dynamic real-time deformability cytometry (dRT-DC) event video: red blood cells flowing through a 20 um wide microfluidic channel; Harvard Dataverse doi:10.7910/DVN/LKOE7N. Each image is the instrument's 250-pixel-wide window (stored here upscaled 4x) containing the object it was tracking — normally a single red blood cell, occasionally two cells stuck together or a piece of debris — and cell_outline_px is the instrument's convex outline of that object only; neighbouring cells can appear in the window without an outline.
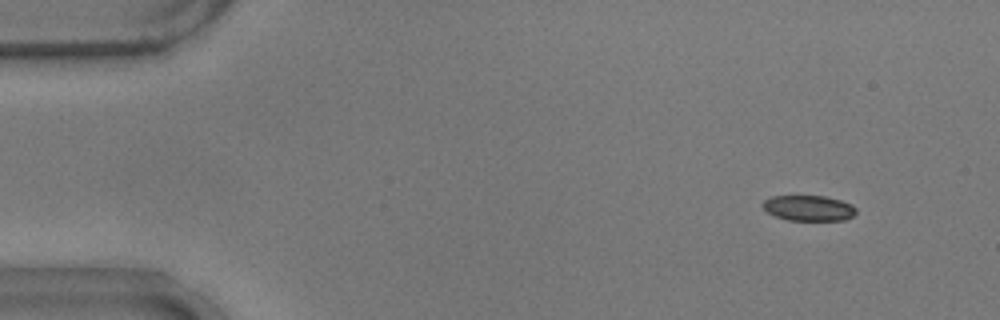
{"species": "common noctule bat (a hibernating species)", "species_latin": "Nyctalus noctula", "temperature_condition": "warm", "stored_images_in_passage": 7, "camera_frame_rate_fps": 3000, "um_per_image_px": 0.085, "animal": {"sex": "male", "body_mass_g": 17.9}, "frame": {"image": 1, "passage_image": 1, "time_ms": 0.0, "image_size_px": [1000, 320], "cell_outline_px": [[856, 212], [852, 216], [844, 220], [788, 220], [776, 216], [768, 212], [760, 204], [764, 200], [772, 196], [824, 196], [840, 200], [852, 204], [856, 208]], "centroid_in_image_um": [68.73, 17.68], "position_along_channel_um": 16.3, "area_um2": 13.81}}